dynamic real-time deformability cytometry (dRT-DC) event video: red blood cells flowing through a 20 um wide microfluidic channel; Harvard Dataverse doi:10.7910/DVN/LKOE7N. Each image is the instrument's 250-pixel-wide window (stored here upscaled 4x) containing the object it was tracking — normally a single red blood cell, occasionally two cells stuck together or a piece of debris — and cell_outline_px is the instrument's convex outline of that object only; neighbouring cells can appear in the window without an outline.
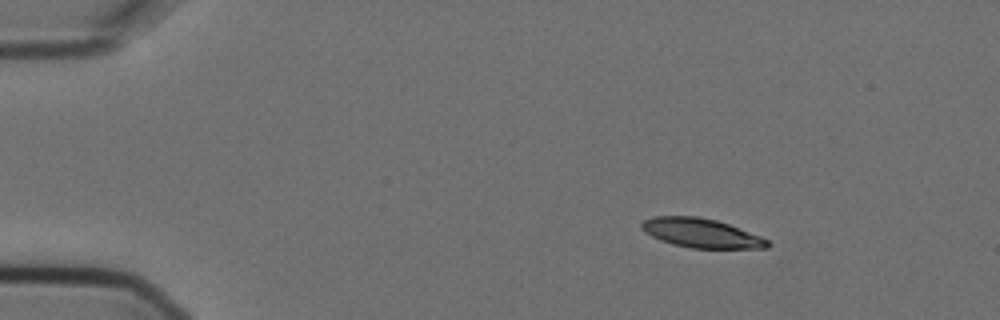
{"species": "Egyptian fruit bat (a non-hibernating species)", "species_latin": "Rousettus aegyptiacus", "temperature_condition": "cold", "stored_images_in_passage": 5, "camera_frame_rate_fps": 3000, "um_per_image_px": 0.085, "animal": {"sex": "female"}, "frame": {"image": 1, "passage_image": 1, "time_ms": 0.0, "image_size_px": [1000, 320], "cell_outline_px": [[772, 244], [768, 248], [692, 248], [672, 244], [660, 240], [644, 232], [640, 228], [640, 224], [644, 220], [652, 216], [696, 216], [716, 220], [728, 224], [760, 236], [768, 240]], "centroid_in_image_um": [59.58, 19.81], "position_along_channel_um": 25.4, "area_um2": 21.39}}
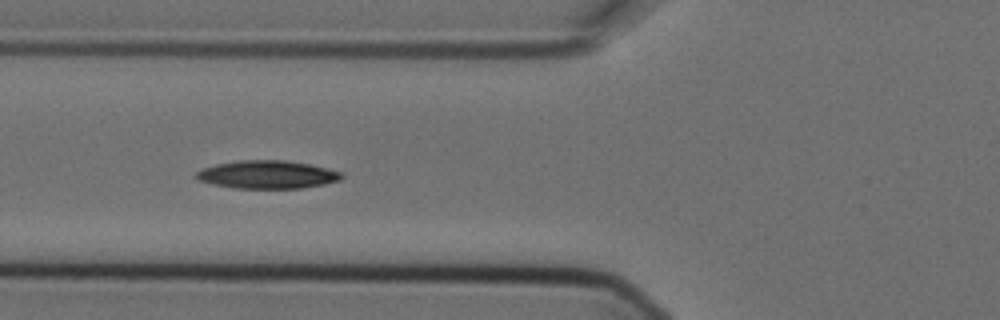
{"frame": {"image": 2, "passage_image": 4, "time_ms": 1.0, "image_size_px": [1000, 320], "cell_outline_px": [[344, 176], [340, 180], [324, 184], [300, 188], [232, 188], [212, 184], [196, 180], [192, 176], [196, 172], [204, 168], [216, 164], [236, 160], [284, 160], [308, 164], [344, 172]], "centroid_in_image_um": [22.68, 14.84], "position_along_channel_um": 103.1, "area_um2": 23.93}}
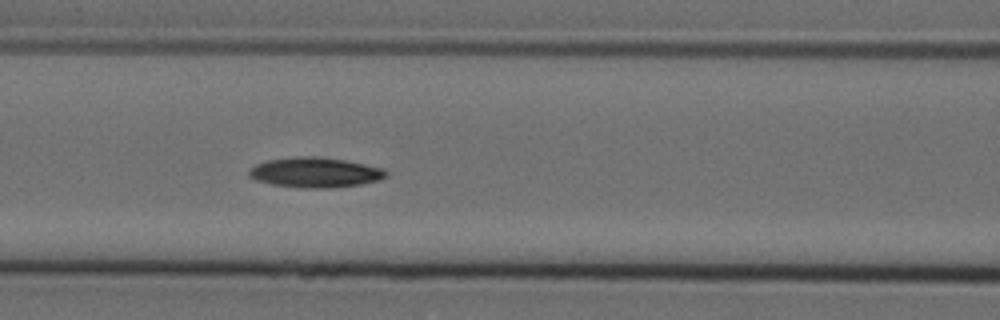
{"frame": {"image": 3, "passage_image": 5, "time_ms": 1.333, "image_size_px": [1000, 320], "cell_outline_px": [[388, 176], [380, 180], [360, 184], [332, 188], [304, 188], [272, 184], [256, 180], [248, 176], [248, 168], [256, 164], [268, 160], [296, 156], [320, 156], [344, 160], [384, 168], [388, 172]], "centroid_in_image_um": [26.79, 14.65], "position_along_channel_um": 139.8, "area_um2": 24.22}}